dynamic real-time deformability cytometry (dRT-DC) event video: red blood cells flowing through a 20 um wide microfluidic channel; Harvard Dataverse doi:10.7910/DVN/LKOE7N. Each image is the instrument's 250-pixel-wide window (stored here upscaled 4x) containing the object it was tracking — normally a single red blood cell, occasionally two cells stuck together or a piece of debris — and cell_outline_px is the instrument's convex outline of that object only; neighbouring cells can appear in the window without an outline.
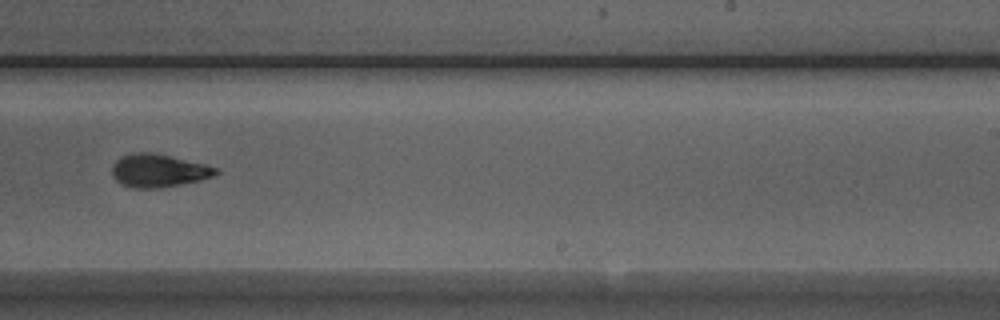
{"species": "Egyptian fruit bat (a non-hibernating species)", "species_latin": "Rousettus aegyptiacus", "temperature_condition": "room temperature", "stored_images_in_passage": 36, "camera_frame_rate_fps": 3000, "um_per_image_px": 0.085, "animal": {"sex": "male"}, "frame": {"image": 1, "passage_image": 16, "time_ms": 5.0, "image_size_px": [1000, 320], "cell_outline_px": [[220, 172], [212, 176], [200, 180], [160, 188], [132, 188], [120, 184], [112, 176], [112, 164], [120, 156], [132, 152], [148, 152], [168, 156], [204, 164], [216, 168]], "centroid_in_image_um": [13.4, 14.51], "position_along_channel_um": 275.6, "area_um2": 19.88}}
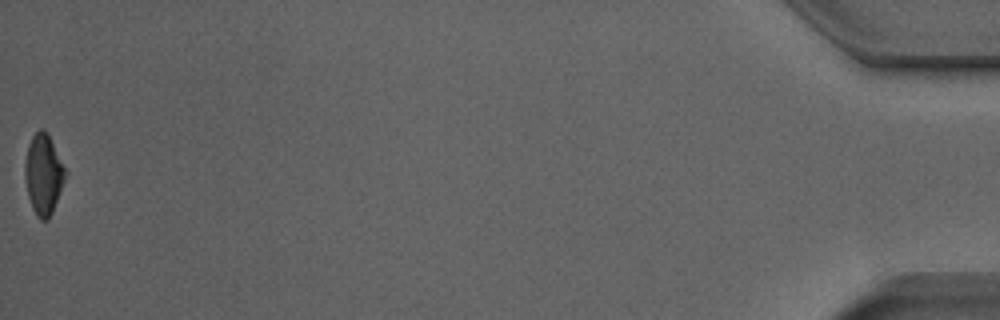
{"frame": {"image": 2, "passage_image": 36, "time_ms": 11.667, "image_size_px": [1000, 320], "cell_outline_px": [[68, 172], [52, 212], [48, 220], [40, 220], [36, 216], [32, 208], [28, 196], [24, 176], [24, 164], [28, 144], [32, 136], [40, 128], [44, 128], [48, 132]], "centroid_in_image_um": [3.7, 14.78], "position_along_channel_um": 431.5, "area_um2": 19.25}}